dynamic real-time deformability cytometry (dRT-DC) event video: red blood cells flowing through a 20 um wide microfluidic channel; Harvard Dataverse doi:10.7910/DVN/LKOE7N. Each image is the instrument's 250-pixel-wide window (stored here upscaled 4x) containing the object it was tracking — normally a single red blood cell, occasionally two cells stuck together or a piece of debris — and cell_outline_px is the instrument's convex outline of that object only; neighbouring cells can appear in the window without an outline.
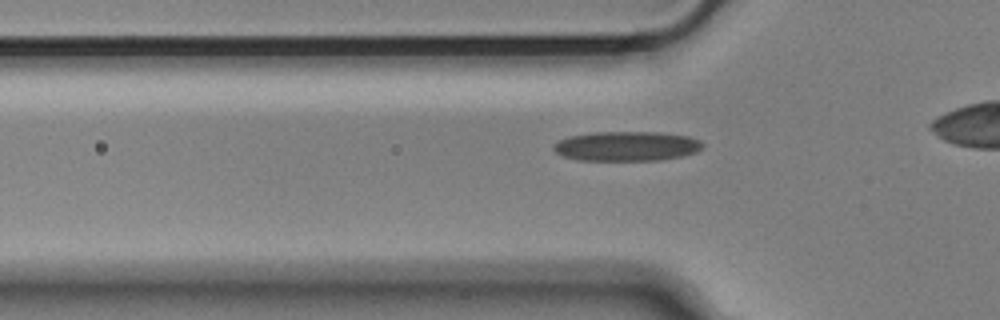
{"species": "Egyptian fruit bat (a non-hibernating species)", "species_latin": "Rousettus aegyptiacus", "temperature_condition": "cold", "stored_images_in_passage": 34, "camera_frame_rate_fps": 3000, "um_per_image_px": 0.085, "animal": {"sex": "male"}, "frame": {"image": 1, "passage_image": 7, "time_ms": 2.0, "image_size_px": [1000, 320], "cell_outline_px": [[704, 148], [696, 152], [680, 156], [660, 160], [576, 160], [564, 156], [556, 152], [552, 148], [552, 144], [568, 136], [592, 132], [660, 132], [688, 136], [700, 140], [704, 144]], "centroid_in_image_um": [53.26, 12.42], "position_along_channel_um": 72.5, "area_um2": 25.89}}
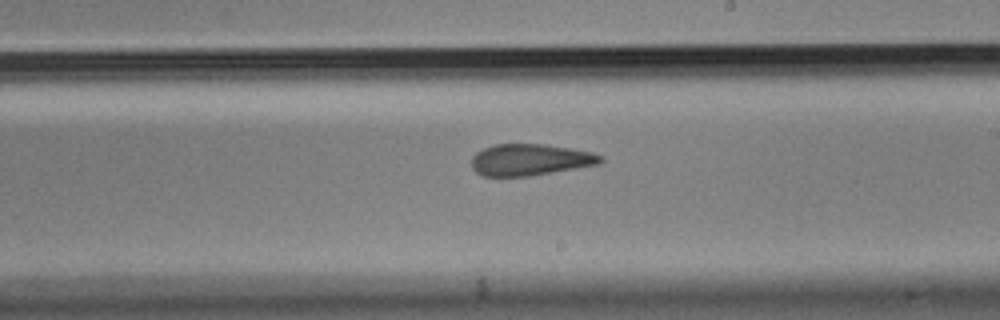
{"frame": {"image": 2, "passage_image": 21, "time_ms": 6.667, "image_size_px": [1000, 320], "cell_outline_px": [[604, 160], [600, 164], [528, 176], [484, 176], [476, 172], [472, 168], [472, 156], [476, 152], [484, 148], [496, 144], [544, 144], [592, 152], [604, 156]], "centroid_in_image_um": [45.07, 13.58], "position_along_channel_um": 243.9, "area_um2": 23.64}}
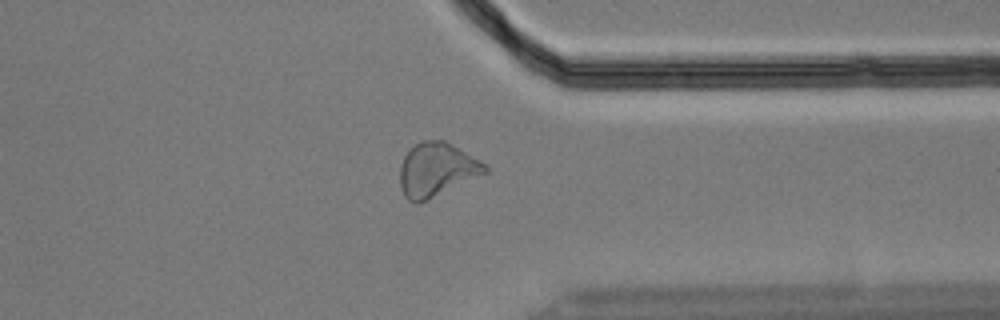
{"frame": {"image": 3, "passage_image": 32, "time_ms": 10.333, "image_size_px": [1000, 320], "cell_outline_px": [[488, 172], [416, 204], [408, 200], [404, 196], [400, 188], [400, 164], [404, 156], [420, 140], [444, 140], [452, 144], [480, 160], [488, 168]], "centroid_in_image_um": [37.09, 14.41], "position_along_channel_um": 374.3, "area_um2": 26.3}}